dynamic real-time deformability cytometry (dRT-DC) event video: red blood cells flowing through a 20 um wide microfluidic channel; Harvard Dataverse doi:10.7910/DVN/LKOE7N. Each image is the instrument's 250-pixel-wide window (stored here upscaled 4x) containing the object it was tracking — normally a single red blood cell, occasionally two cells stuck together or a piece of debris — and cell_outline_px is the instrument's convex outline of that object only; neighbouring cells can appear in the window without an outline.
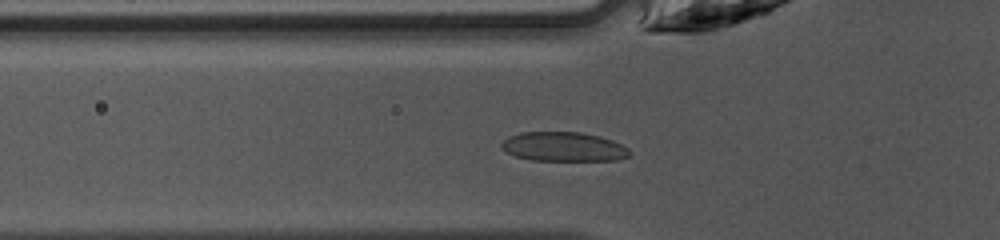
{"species": "common noctule bat (a hibernating species)", "species_latin": "Nyctalus noctula", "temperature_condition": "warm", "stored_images_in_passage": 35, "camera_frame_rate_fps": 3000, "um_per_image_px": 0.085, "animal": {"sex": "female", "body_mass_g": 10.0, "forearm_length_mm": 53.1}, "frame": {"image": 1, "passage_image": 3, "time_ms": 0.667, "image_size_px": [1000, 240], "cell_outline_px": [[628, 156], [616, 160], [532, 160], [516, 156], [500, 148], [500, 144], [508, 136], [520, 132], [580, 132], [600, 136], [612, 140], [628, 148]], "centroid_in_image_um": [47.86, 12.46], "position_along_channel_um": 77.9, "area_um2": 21.73}}
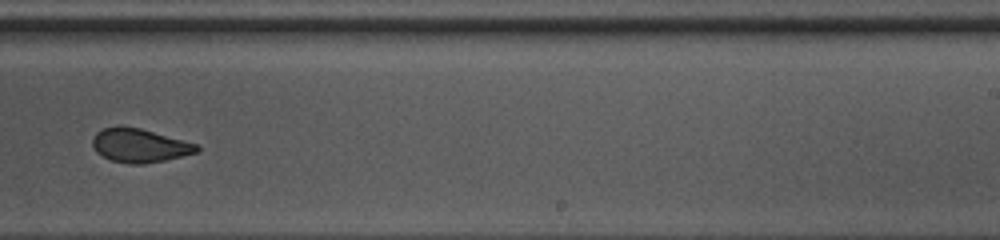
{"frame": {"image": 2, "passage_image": 17, "time_ms": 5.333, "image_size_px": [1000, 240], "cell_outline_px": [[200, 152], [164, 160], [144, 164], [128, 164], [112, 160], [96, 152], [92, 144], [92, 136], [96, 132], [104, 128], [140, 128], [196, 144], [200, 148]], "centroid_in_image_um": [11.87, 12.39], "position_along_channel_um": 277.1, "area_um2": 20.06}}
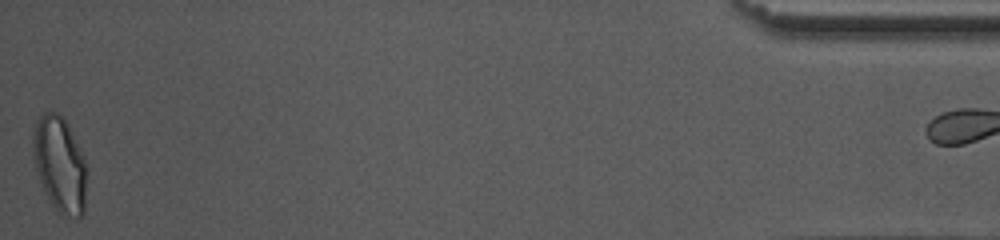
{"frame": {"image": 3, "passage_image": 34, "time_ms": 11.0, "image_size_px": [1000, 240], "cell_outline_px": [[84, 212], [76, 220], [60, 216], [56, 212], [40, 180], [32, 160], [32, 136], [36, 120], [44, 112], [56, 112], [64, 116], [84, 156]], "centroid_in_image_um": [5.04, 13.96], "position_along_channel_um": 430.2, "area_um2": 30.0}}